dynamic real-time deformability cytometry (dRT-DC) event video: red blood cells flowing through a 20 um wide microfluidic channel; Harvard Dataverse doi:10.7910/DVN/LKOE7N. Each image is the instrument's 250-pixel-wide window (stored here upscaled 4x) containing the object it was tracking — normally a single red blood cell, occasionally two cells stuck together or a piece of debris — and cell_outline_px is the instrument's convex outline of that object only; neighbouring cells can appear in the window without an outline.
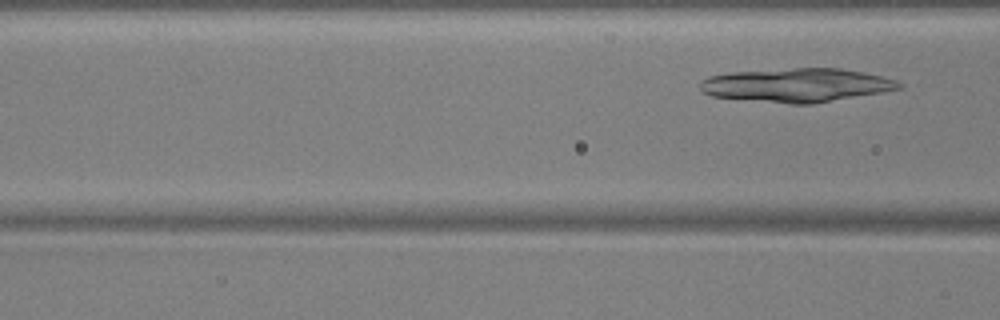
{"species": "common noctule bat (a hibernating species)", "species_latin": "Nyctalus noctula", "temperature_condition": "warm", "stored_images_in_passage": 6, "camera_frame_rate_fps": 3000, "um_per_image_px": 0.085, "animal": {"sex": "male", "body_mass_g": 17.9, "forearm_length_mm": 54.2}, "frame": {"image": 1, "passage_image": 6, "time_ms": 1.667, "image_size_px": [1000, 320], "cell_outline_px": [[904, 84], [900, 88], [884, 92], [812, 104], [792, 104], [712, 96], [704, 92], [700, 88], [700, 80], [708, 76], [732, 72], [796, 68], [840, 68], [864, 72], [896, 80]], "centroid_in_image_um": [67.74, 7.23], "position_along_channel_um": 98.9, "area_um2": 38.96}}